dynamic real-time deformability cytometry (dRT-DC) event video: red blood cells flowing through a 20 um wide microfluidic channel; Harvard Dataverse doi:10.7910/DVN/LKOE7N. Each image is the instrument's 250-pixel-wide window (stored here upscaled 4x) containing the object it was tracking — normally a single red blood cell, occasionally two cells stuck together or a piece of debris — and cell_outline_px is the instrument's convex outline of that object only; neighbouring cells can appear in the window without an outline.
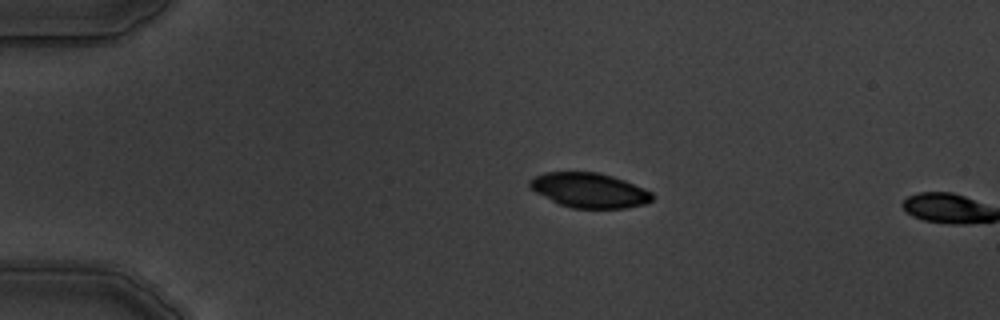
{"species": "common noctule bat (a hibernating species)", "species_latin": "Nyctalus noctula", "temperature_condition": "warm", "stored_images_in_passage": 2, "camera_frame_rate_fps": 3000, "um_per_image_px": 0.085, "animal": {"sex": "male", "body_mass_g": 19.5, "forearm_length_mm": 54.6}, "frame": {"image": 1, "passage_image": 1, "time_ms": 0.0, "image_size_px": [1000, 320], "cell_outline_px": [[652, 200], [644, 204], [624, 208], [572, 208], [560, 204], [536, 192], [528, 184], [528, 180], [544, 172], [600, 172], [624, 180], [644, 188], [652, 192]], "centroid_in_image_um": [50.1, 16.16], "position_along_channel_um": 34.9, "area_um2": 24.62}}